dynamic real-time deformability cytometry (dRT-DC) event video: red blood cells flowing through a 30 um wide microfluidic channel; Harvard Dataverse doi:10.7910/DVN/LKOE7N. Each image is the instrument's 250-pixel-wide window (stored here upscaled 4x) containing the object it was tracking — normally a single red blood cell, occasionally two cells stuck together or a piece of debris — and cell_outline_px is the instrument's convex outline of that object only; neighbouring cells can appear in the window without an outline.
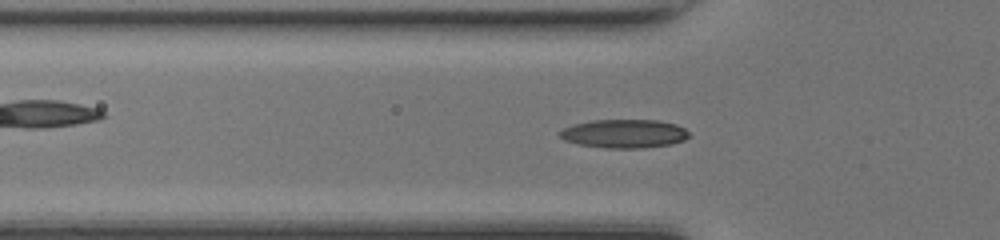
{"species": "common noctule bat (a hibernating species)", "species_latin": "Nyctalus noctula", "temperature_condition": "room temperature", "stored_images_in_passage": 50, "camera_frame_rate_fps": 3000, "um_per_image_px": 0.085, "animal": {"sex": "female", "body_mass_g": 17.0, "forearm_length_mm": 48.0}, "frame": {"image": 1, "passage_image": 16, "time_ms": 5.0, "image_size_px": [1000, 240], "cell_outline_px": [[688, 136], [684, 140], [672, 144], [644, 148], [604, 148], [576, 144], [564, 140], [556, 132], [572, 124], [592, 120], [660, 120], [676, 124], [684, 128], [688, 132]], "centroid_in_image_um": [53.02, 11.36], "position_along_channel_um": 72.8, "area_um2": 21.79}}
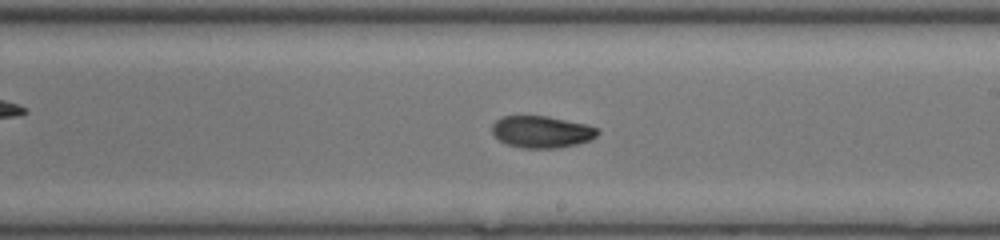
{"frame": {"image": 2, "passage_image": 28, "time_ms": 9.0, "image_size_px": [1000, 240], "cell_outline_px": [[600, 132], [592, 140], [576, 144], [556, 148], [520, 148], [508, 144], [500, 140], [492, 132], [492, 124], [500, 116], [548, 116], [588, 124], [600, 128]], "centroid_in_image_um": [46.08, 11.2], "position_along_channel_um": 242.9, "area_um2": 19.83}}
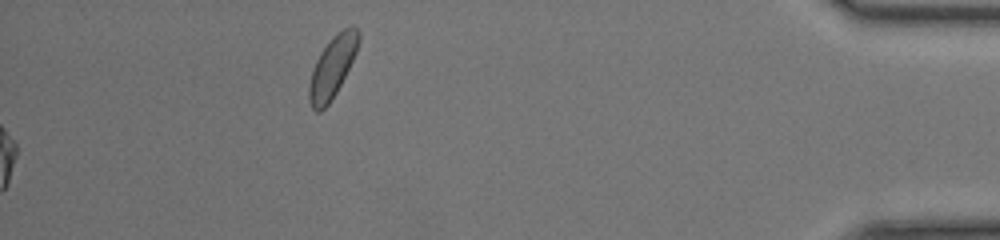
{"frame": {"image": 3, "passage_image": 50, "time_ms": 16.333, "image_size_px": [1000, 240], "cell_outline_px": [[360, 40], [356, 52], [336, 92], [328, 104], [320, 112], [316, 112], [312, 108], [308, 100], [308, 84], [312, 68], [320, 52], [344, 28], [352, 24], [360, 32]], "centroid_in_image_um": [28.23, 5.73], "position_along_channel_um": 407.0, "area_um2": 17.34}, "authors_computed_cell_mechanics": {"area_um2": 19.7098, "velocity_mm_per_s": 4.2371, "shape_relaxation_time_tau1_ms": 7.2397, "shape_relaxation_time_tau2_ms": 5.734, "deformation_change_tau1": 0.2076, "deformation_change_tau2": 0.1013}}